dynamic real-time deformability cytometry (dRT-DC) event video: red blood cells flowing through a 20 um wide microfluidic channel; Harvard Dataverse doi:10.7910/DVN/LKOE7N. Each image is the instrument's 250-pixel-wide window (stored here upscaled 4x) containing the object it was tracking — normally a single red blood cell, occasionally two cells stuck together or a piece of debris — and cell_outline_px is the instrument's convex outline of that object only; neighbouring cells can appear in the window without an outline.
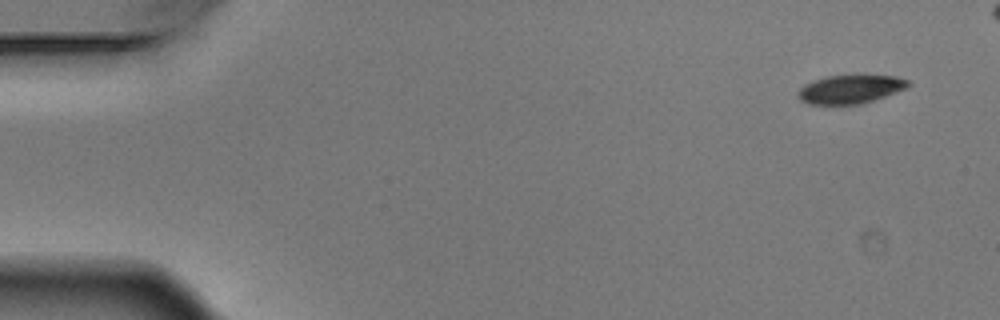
{"species": "Egyptian fruit bat (a non-hibernating species)", "species_latin": "Rousettus aegyptiacus", "temperature_condition": "warm", "stored_images_in_passage": 5, "camera_frame_rate_fps": 3000, "um_per_image_px": 0.085, "animal": {"sex": "male"}, "frame": {"image": 1, "passage_image": 1, "time_ms": 0.0, "image_size_px": [1000, 320], "cell_outline_px": [[912, 84], [908, 88], [860, 104], [808, 104], [800, 100], [800, 88], [804, 84], [828, 76], [896, 76], [908, 80]], "centroid_in_image_um": [72.32, 7.59], "position_along_channel_um": 12.7, "area_um2": 17.92}}